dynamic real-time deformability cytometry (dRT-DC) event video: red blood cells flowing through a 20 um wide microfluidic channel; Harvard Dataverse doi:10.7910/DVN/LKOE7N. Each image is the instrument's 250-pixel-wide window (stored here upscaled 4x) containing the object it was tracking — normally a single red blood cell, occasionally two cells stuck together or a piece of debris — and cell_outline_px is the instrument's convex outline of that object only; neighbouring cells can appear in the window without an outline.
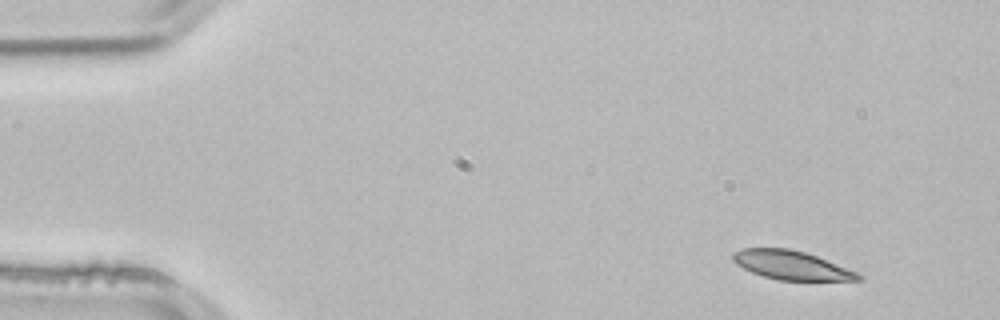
{"species": "common noctule bat (a hibernating species)", "species_latin": "Nyctalus noctula", "temperature_condition": "room temperature", "stored_images_in_passage": 4, "segment_of_instrument_passage": [2, 2], "camera_frame_rate_fps": 3000, "um_per_image_px": 0.085, "animal": {"sex": "male", "body_mass_g": 21.5, "forearm_length_mm": 52.0}, "frame": {"image": 1, "passage_image": 4, "time_ms": 1.0, "image_size_px": [1000, 320], "cell_outline_px": [[864, 280], [780, 280], [764, 276], [752, 272], [736, 264], [732, 260], [732, 256], [736, 252], [744, 248], [788, 248], [804, 252], [816, 256], [856, 272], [864, 276]], "centroid_in_image_um": [67.27, 22.54], "position_along_channel_um": 17.7, "area_um2": 20.69}}